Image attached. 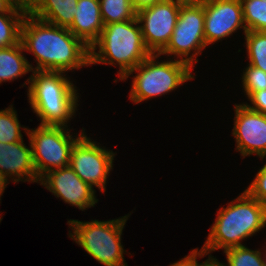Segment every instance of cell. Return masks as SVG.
I'll use <instances>...</instances> for the list:
<instances>
[{
    "instance_id": "cell-27",
    "label": "cell",
    "mask_w": 266,
    "mask_h": 266,
    "mask_svg": "<svg viewBox=\"0 0 266 266\" xmlns=\"http://www.w3.org/2000/svg\"><path fill=\"white\" fill-rule=\"evenodd\" d=\"M205 255H208V253L205 252L204 250L200 249V251H198V248L193 249L190 252V255L185 256L176 263L170 264V266H202L203 263L199 264L197 262L198 261L197 257L203 258Z\"/></svg>"
},
{
    "instance_id": "cell-16",
    "label": "cell",
    "mask_w": 266,
    "mask_h": 266,
    "mask_svg": "<svg viewBox=\"0 0 266 266\" xmlns=\"http://www.w3.org/2000/svg\"><path fill=\"white\" fill-rule=\"evenodd\" d=\"M78 0H32L28 12L49 24L69 28L74 21Z\"/></svg>"
},
{
    "instance_id": "cell-14",
    "label": "cell",
    "mask_w": 266,
    "mask_h": 266,
    "mask_svg": "<svg viewBox=\"0 0 266 266\" xmlns=\"http://www.w3.org/2000/svg\"><path fill=\"white\" fill-rule=\"evenodd\" d=\"M23 142H0V171L7 179L13 177L12 181L15 183L23 181V178V182L37 183L40 180L33 163L31 143L29 148Z\"/></svg>"
},
{
    "instance_id": "cell-1",
    "label": "cell",
    "mask_w": 266,
    "mask_h": 266,
    "mask_svg": "<svg viewBox=\"0 0 266 266\" xmlns=\"http://www.w3.org/2000/svg\"><path fill=\"white\" fill-rule=\"evenodd\" d=\"M24 51L33 53L32 71L67 72L90 65V48L68 28L49 24L29 12L21 26Z\"/></svg>"
},
{
    "instance_id": "cell-9",
    "label": "cell",
    "mask_w": 266,
    "mask_h": 266,
    "mask_svg": "<svg viewBox=\"0 0 266 266\" xmlns=\"http://www.w3.org/2000/svg\"><path fill=\"white\" fill-rule=\"evenodd\" d=\"M115 154L101 148L83 134L71 149L69 165L82 181L105 192L107 176L113 169Z\"/></svg>"
},
{
    "instance_id": "cell-31",
    "label": "cell",
    "mask_w": 266,
    "mask_h": 266,
    "mask_svg": "<svg viewBox=\"0 0 266 266\" xmlns=\"http://www.w3.org/2000/svg\"><path fill=\"white\" fill-rule=\"evenodd\" d=\"M7 183H9L8 179L0 171V197L3 194Z\"/></svg>"
},
{
    "instance_id": "cell-26",
    "label": "cell",
    "mask_w": 266,
    "mask_h": 266,
    "mask_svg": "<svg viewBox=\"0 0 266 266\" xmlns=\"http://www.w3.org/2000/svg\"><path fill=\"white\" fill-rule=\"evenodd\" d=\"M248 99L253 106H250V104L248 105L247 103L245 105L250 110L266 115V90L253 92Z\"/></svg>"
},
{
    "instance_id": "cell-2",
    "label": "cell",
    "mask_w": 266,
    "mask_h": 266,
    "mask_svg": "<svg viewBox=\"0 0 266 266\" xmlns=\"http://www.w3.org/2000/svg\"><path fill=\"white\" fill-rule=\"evenodd\" d=\"M227 205L218 210L215 223L201 248L208 254L218 249L243 246L242 240L266 226V205L246 190Z\"/></svg>"
},
{
    "instance_id": "cell-15",
    "label": "cell",
    "mask_w": 266,
    "mask_h": 266,
    "mask_svg": "<svg viewBox=\"0 0 266 266\" xmlns=\"http://www.w3.org/2000/svg\"><path fill=\"white\" fill-rule=\"evenodd\" d=\"M103 28L99 0H78L74 21L68 29L90 48Z\"/></svg>"
},
{
    "instance_id": "cell-10",
    "label": "cell",
    "mask_w": 266,
    "mask_h": 266,
    "mask_svg": "<svg viewBox=\"0 0 266 266\" xmlns=\"http://www.w3.org/2000/svg\"><path fill=\"white\" fill-rule=\"evenodd\" d=\"M182 3L162 0L137 11L136 18L141 24L144 43L152 54H159L169 43Z\"/></svg>"
},
{
    "instance_id": "cell-23",
    "label": "cell",
    "mask_w": 266,
    "mask_h": 266,
    "mask_svg": "<svg viewBox=\"0 0 266 266\" xmlns=\"http://www.w3.org/2000/svg\"><path fill=\"white\" fill-rule=\"evenodd\" d=\"M13 108L11 105L5 110H0V142L15 143L23 140L20 130L22 126Z\"/></svg>"
},
{
    "instance_id": "cell-3",
    "label": "cell",
    "mask_w": 266,
    "mask_h": 266,
    "mask_svg": "<svg viewBox=\"0 0 266 266\" xmlns=\"http://www.w3.org/2000/svg\"><path fill=\"white\" fill-rule=\"evenodd\" d=\"M64 72L32 71L28 84V97L32 110L40 118V125L67 126L77 110L76 86ZM30 83V84H29Z\"/></svg>"
},
{
    "instance_id": "cell-28",
    "label": "cell",
    "mask_w": 266,
    "mask_h": 266,
    "mask_svg": "<svg viewBox=\"0 0 266 266\" xmlns=\"http://www.w3.org/2000/svg\"><path fill=\"white\" fill-rule=\"evenodd\" d=\"M162 0H131L133 7L138 11L143 7H147L149 5H153Z\"/></svg>"
},
{
    "instance_id": "cell-12",
    "label": "cell",
    "mask_w": 266,
    "mask_h": 266,
    "mask_svg": "<svg viewBox=\"0 0 266 266\" xmlns=\"http://www.w3.org/2000/svg\"><path fill=\"white\" fill-rule=\"evenodd\" d=\"M235 119L232 135L236 150L241 156H266V115L250 110L245 103L235 104Z\"/></svg>"
},
{
    "instance_id": "cell-29",
    "label": "cell",
    "mask_w": 266,
    "mask_h": 266,
    "mask_svg": "<svg viewBox=\"0 0 266 266\" xmlns=\"http://www.w3.org/2000/svg\"><path fill=\"white\" fill-rule=\"evenodd\" d=\"M8 7H28V5L20 3L17 0H0V9Z\"/></svg>"
},
{
    "instance_id": "cell-30",
    "label": "cell",
    "mask_w": 266,
    "mask_h": 266,
    "mask_svg": "<svg viewBox=\"0 0 266 266\" xmlns=\"http://www.w3.org/2000/svg\"><path fill=\"white\" fill-rule=\"evenodd\" d=\"M202 266H225V263H220L214 256L208 257L206 261L203 262Z\"/></svg>"
},
{
    "instance_id": "cell-5",
    "label": "cell",
    "mask_w": 266,
    "mask_h": 266,
    "mask_svg": "<svg viewBox=\"0 0 266 266\" xmlns=\"http://www.w3.org/2000/svg\"><path fill=\"white\" fill-rule=\"evenodd\" d=\"M159 54H151L146 60L132 69L122 80L127 79L133 72L130 99L135 104L164 95L177 89L184 82L194 79L192 67L179 59L157 62Z\"/></svg>"
},
{
    "instance_id": "cell-24",
    "label": "cell",
    "mask_w": 266,
    "mask_h": 266,
    "mask_svg": "<svg viewBox=\"0 0 266 266\" xmlns=\"http://www.w3.org/2000/svg\"><path fill=\"white\" fill-rule=\"evenodd\" d=\"M242 84L247 97L253 92L266 90V73L248 64L243 72Z\"/></svg>"
},
{
    "instance_id": "cell-25",
    "label": "cell",
    "mask_w": 266,
    "mask_h": 266,
    "mask_svg": "<svg viewBox=\"0 0 266 266\" xmlns=\"http://www.w3.org/2000/svg\"><path fill=\"white\" fill-rule=\"evenodd\" d=\"M246 191L260 203L266 205V163L260 168Z\"/></svg>"
},
{
    "instance_id": "cell-7",
    "label": "cell",
    "mask_w": 266,
    "mask_h": 266,
    "mask_svg": "<svg viewBox=\"0 0 266 266\" xmlns=\"http://www.w3.org/2000/svg\"><path fill=\"white\" fill-rule=\"evenodd\" d=\"M26 131L32 146L33 163L40 180L49 171L60 169L70 164L71 149L85 133L77 138L70 135L66 126L39 125L36 129L22 128Z\"/></svg>"
},
{
    "instance_id": "cell-6",
    "label": "cell",
    "mask_w": 266,
    "mask_h": 266,
    "mask_svg": "<svg viewBox=\"0 0 266 266\" xmlns=\"http://www.w3.org/2000/svg\"><path fill=\"white\" fill-rule=\"evenodd\" d=\"M129 215L109 221L81 222L69 220L73 234L69 236L98 263L105 266H127L121 235ZM125 262V263H124Z\"/></svg>"
},
{
    "instance_id": "cell-22",
    "label": "cell",
    "mask_w": 266,
    "mask_h": 266,
    "mask_svg": "<svg viewBox=\"0 0 266 266\" xmlns=\"http://www.w3.org/2000/svg\"><path fill=\"white\" fill-rule=\"evenodd\" d=\"M227 259L225 266H266L260 250H251L246 246H235L224 250Z\"/></svg>"
},
{
    "instance_id": "cell-33",
    "label": "cell",
    "mask_w": 266,
    "mask_h": 266,
    "mask_svg": "<svg viewBox=\"0 0 266 266\" xmlns=\"http://www.w3.org/2000/svg\"><path fill=\"white\" fill-rule=\"evenodd\" d=\"M20 3L28 5L32 0H17Z\"/></svg>"
},
{
    "instance_id": "cell-32",
    "label": "cell",
    "mask_w": 266,
    "mask_h": 266,
    "mask_svg": "<svg viewBox=\"0 0 266 266\" xmlns=\"http://www.w3.org/2000/svg\"><path fill=\"white\" fill-rule=\"evenodd\" d=\"M181 1L183 3H187V2H202L203 0H178Z\"/></svg>"
},
{
    "instance_id": "cell-21",
    "label": "cell",
    "mask_w": 266,
    "mask_h": 266,
    "mask_svg": "<svg viewBox=\"0 0 266 266\" xmlns=\"http://www.w3.org/2000/svg\"><path fill=\"white\" fill-rule=\"evenodd\" d=\"M244 35L249 65L266 73V32L247 31Z\"/></svg>"
},
{
    "instance_id": "cell-18",
    "label": "cell",
    "mask_w": 266,
    "mask_h": 266,
    "mask_svg": "<svg viewBox=\"0 0 266 266\" xmlns=\"http://www.w3.org/2000/svg\"><path fill=\"white\" fill-rule=\"evenodd\" d=\"M28 7H8L0 9V48L20 43L21 26Z\"/></svg>"
},
{
    "instance_id": "cell-13",
    "label": "cell",
    "mask_w": 266,
    "mask_h": 266,
    "mask_svg": "<svg viewBox=\"0 0 266 266\" xmlns=\"http://www.w3.org/2000/svg\"><path fill=\"white\" fill-rule=\"evenodd\" d=\"M38 183L45 186L64 202L78 207L80 210L94 207L98 202L95 189L80 179L69 166L49 171Z\"/></svg>"
},
{
    "instance_id": "cell-17",
    "label": "cell",
    "mask_w": 266,
    "mask_h": 266,
    "mask_svg": "<svg viewBox=\"0 0 266 266\" xmlns=\"http://www.w3.org/2000/svg\"><path fill=\"white\" fill-rule=\"evenodd\" d=\"M23 51L21 42L11 47L0 48V84L32 72L33 66L24 57Z\"/></svg>"
},
{
    "instance_id": "cell-8",
    "label": "cell",
    "mask_w": 266,
    "mask_h": 266,
    "mask_svg": "<svg viewBox=\"0 0 266 266\" xmlns=\"http://www.w3.org/2000/svg\"><path fill=\"white\" fill-rule=\"evenodd\" d=\"M204 20V6L201 2L182 3L170 41L159 55H175L180 61L188 63L193 68L194 63L198 62L194 58L207 46ZM191 51H195L194 54L191 55Z\"/></svg>"
},
{
    "instance_id": "cell-11",
    "label": "cell",
    "mask_w": 266,
    "mask_h": 266,
    "mask_svg": "<svg viewBox=\"0 0 266 266\" xmlns=\"http://www.w3.org/2000/svg\"><path fill=\"white\" fill-rule=\"evenodd\" d=\"M201 3L205 13L206 45L230 36L239 28L244 34L247 32L240 0H203Z\"/></svg>"
},
{
    "instance_id": "cell-20",
    "label": "cell",
    "mask_w": 266,
    "mask_h": 266,
    "mask_svg": "<svg viewBox=\"0 0 266 266\" xmlns=\"http://www.w3.org/2000/svg\"><path fill=\"white\" fill-rule=\"evenodd\" d=\"M247 31L266 32V0H240Z\"/></svg>"
},
{
    "instance_id": "cell-19",
    "label": "cell",
    "mask_w": 266,
    "mask_h": 266,
    "mask_svg": "<svg viewBox=\"0 0 266 266\" xmlns=\"http://www.w3.org/2000/svg\"><path fill=\"white\" fill-rule=\"evenodd\" d=\"M104 25L135 19L137 10L131 0H99Z\"/></svg>"
},
{
    "instance_id": "cell-4",
    "label": "cell",
    "mask_w": 266,
    "mask_h": 266,
    "mask_svg": "<svg viewBox=\"0 0 266 266\" xmlns=\"http://www.w3.org/2000/svg\"><path fill=\"white\" fill-rule=\"evenodd\" d=\"M138 24L135 18L104 25L99 39L90 47V65L118 64L119 79L122 80L132 69L146 60L152 53L144 43Z\"/></svg>"
}]
</instances>
